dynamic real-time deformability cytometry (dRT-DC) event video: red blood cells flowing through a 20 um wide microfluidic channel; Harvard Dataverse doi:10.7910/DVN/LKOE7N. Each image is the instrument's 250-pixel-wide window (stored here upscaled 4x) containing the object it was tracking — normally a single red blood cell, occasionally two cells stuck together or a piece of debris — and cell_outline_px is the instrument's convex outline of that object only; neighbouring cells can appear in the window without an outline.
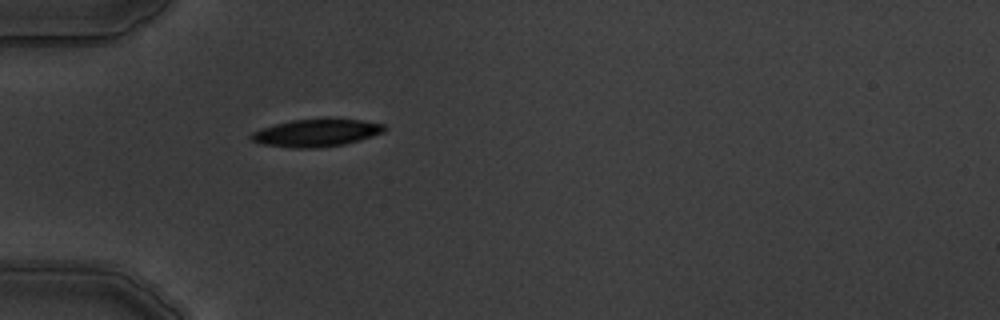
{"species": "common noctule bat (a hibernating species)", "species_latin": "Nyctalus noctula", "temperature_condition": "warm", "stored_images_in_passage": 1, "camera_frame_rate_fps": 3000, "um_per_image_px": 0.085, "animal": {"sex": "male", "body_mass_g": 19.5, "forearm_length_mm": 54.6}, "frame": {"image": 1, "passage_image": 1, "time_ms": 0.0, "image_size_px": [1000, 320], "cell_outline_px": [[384, 132], [360, 140], [344, 144], [316, 148], [296, 148], [264, 144], [252, 140], [252, 132], [276, 124], [292, 120], [360, 120], [384, 124]], "centroid_in_image_um": [26.91, 11.31], "position_along_channel_um": 58.1, "area_um2": 20.58}}